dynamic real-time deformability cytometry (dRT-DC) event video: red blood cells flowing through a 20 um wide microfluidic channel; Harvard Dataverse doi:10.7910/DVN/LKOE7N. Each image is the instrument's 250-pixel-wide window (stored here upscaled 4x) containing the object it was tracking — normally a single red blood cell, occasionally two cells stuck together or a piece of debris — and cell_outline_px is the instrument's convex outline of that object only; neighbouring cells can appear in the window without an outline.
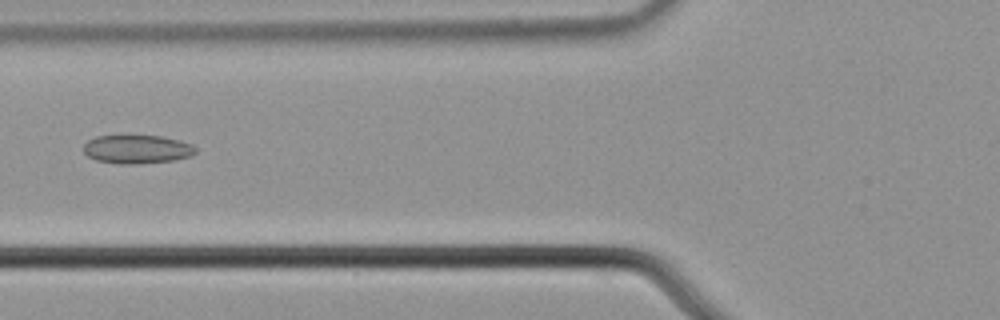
{"species": "common noctule bat (a hibernating species)", "species_latin": "Nyctalus noctula", "temperature_condition": "cold", "stored_images_in_passage": 6, "camera_frame_rate_fps": 3000, "um_per_image_px": 0.085, "animal": {"sex": "male", "body_mass_g": 21.5, "forearm_length_mm": 52.0}, "frame": {"image": 1, "passage_image": 6, "time_ms": 1.667, "image_size_px": [1000, 320], "cell_outline_px": [[196, 152], [192, 156], [172, 160], [132, 164], [120, 164], [96, 160], [88, 156], [84, 152], [84, 144], [88, 140], [96, 136], [120, 132], [160, 136], [180, 140], [192, 144], [196, 148]], "centroid_in_image_um": [11.61, 12.62], "position_along_channel_um": 114.2, "area_um2": 19.48}}